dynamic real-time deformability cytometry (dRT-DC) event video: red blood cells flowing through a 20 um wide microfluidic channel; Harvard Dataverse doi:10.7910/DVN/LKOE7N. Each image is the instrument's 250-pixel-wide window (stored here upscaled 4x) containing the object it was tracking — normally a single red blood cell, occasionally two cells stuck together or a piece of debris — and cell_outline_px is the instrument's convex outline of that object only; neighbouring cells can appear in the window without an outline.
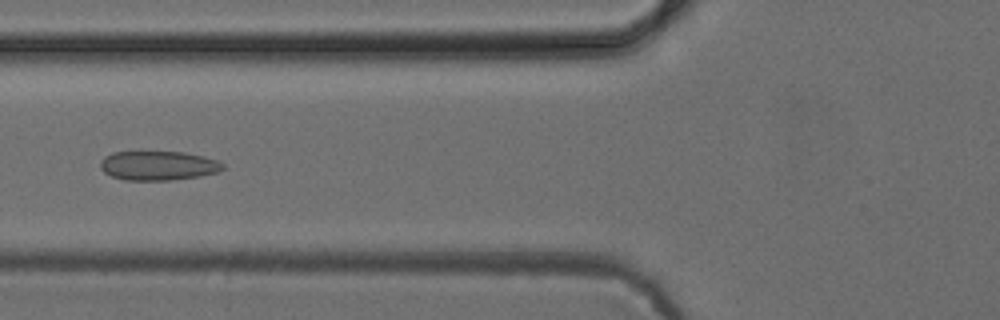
{"species": "common noctule bat (a hibernating species)", "species_latin": "Nyctalus noctula", "temperature_condition": "cold", "stored_images_in_passage": 5, "camera_frame_rate_fps": 3000, "um_per_image_px": 0.085, "animal": {"sex": "female", "body_mass_g": 24.6, "forearm_length_mm": 56.2}, "frame": {"image": 1, "passage_image": 5, "time_ms": 4.667, "image_size_px": [1000, 320], "cell_outline_px": [[224, 168], [216, 172], [200, 176], [172, 180], [124, 180], [112, 176], [104, 172], [100, 168], [100, 160], [104, 156], [112, 152], [184, 152], [204, 156], [216, 160], [224, 164]], "centroid_in_image_um": [13.42, 14.08], "position_along_channel_um": 112.4, "area_um2": 20.92}}